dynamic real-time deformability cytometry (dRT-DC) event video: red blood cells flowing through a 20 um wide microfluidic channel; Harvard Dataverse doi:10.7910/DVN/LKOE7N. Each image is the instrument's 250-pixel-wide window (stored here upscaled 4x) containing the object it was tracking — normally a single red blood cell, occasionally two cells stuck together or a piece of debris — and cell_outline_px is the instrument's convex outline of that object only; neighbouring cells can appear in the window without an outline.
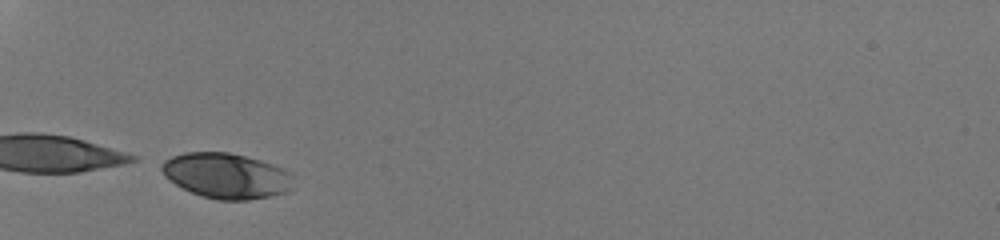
{"species": "human", "species_latin": "Homo sapiens", "temperature_condition": "room temperature", "stored_images_in_passage": 27, "camera_frame_rate_fps": 3000, "um_per_image_px": 0.085, "donor": {"sex": "male"}, "frame": {"image": 1, "passage_image": 1, "time_ms": 0.0, "image_size_px": [1000, 240], "cell_outline_px": [[288, 188], [284, 192], [268, 196], [248, 200], [220, 200], [204, 196], [192, 192], [176, 184], [160, 168], [164, 160], [172, 156], [184, 152], [228, 152], [260, 160], [272, 164], [288, 172]], "centroid_in_image_um": [19.17, 14.92], "position_along_channel_um": 65.8, "area_um2": 33.7}}
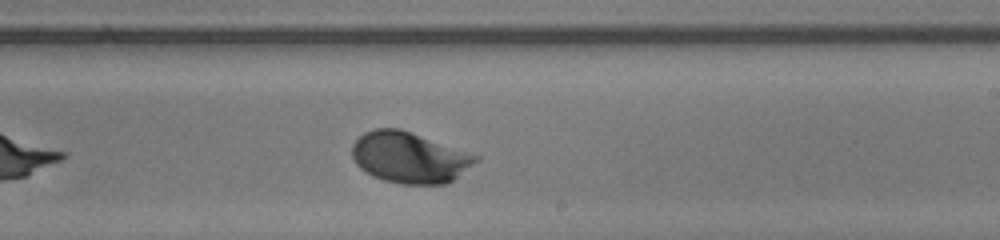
{"frame": {"image": 2, "passage_image": 16, "time_ms": 5.0, "image_size_px": [1000, 240], "cell_outline_px": [[480, 156], [476, 160], [448, 184], [400, 184], [384, 180], [372, 176], [360, 168], [356, 164], [352, 156], [352, 144], [364, 132], [372, 128], [400, 128]], "centroid_in_image_um": [34.75, 13.38], "position_along_channel_um": 254.3, "area_um2": 36.53}}
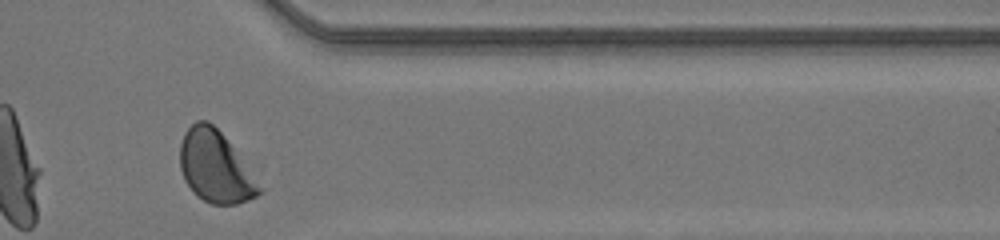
{"frame": {"image": 3, "passage_image": 26, "time_ms": 8.333, "image_size_px": [1000, 240], "cell_outline_px": [[264, 192], [248, 200], [236, 204], [212, 204], [196, 196], [192, 192], [184, 180], [180, 168], [180, 144], [184, 132], [196, 120], [208, 120], [224, 136], [264, 188]], "centroid_in_image_um": [18.3, 14.19], "position_along_channel_um": 393.1, "area_um2": 33.12}, "authors_computed_cell_mechanics": {"area_um2": 34.391, "velocity_mm_per_s": 4.1855, "shape_relaxation_time_tau1_ms": 1.8179, "shape_relaxation_time_tau2_ms": null, "deformation_change_tau1": 0.1215, "deformation_change_tau2": null}}